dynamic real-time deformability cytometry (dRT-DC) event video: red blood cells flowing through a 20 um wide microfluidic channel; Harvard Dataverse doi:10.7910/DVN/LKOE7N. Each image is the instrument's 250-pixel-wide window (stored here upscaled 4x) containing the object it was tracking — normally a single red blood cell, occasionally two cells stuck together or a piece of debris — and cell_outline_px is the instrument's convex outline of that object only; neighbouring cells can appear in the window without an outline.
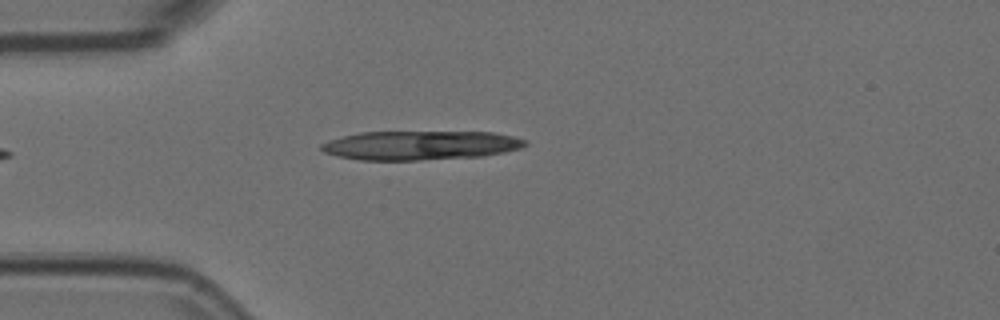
{"species": "Egyptian fruit bat (a non-hibernating species)", "species_latin": "Rousettus aegyptiacus", "temperature_condition": "room temperature", "stored_images_in_passage": 4, "camera_frame_rate_fps": 3000, "um_per_image_px": 0.085, "animal": {"sex": "female"}, "frame": {"image": 1, "passage_image": 4, "time_ms": 1.0, "image_size_px": [1000, 320], "cell_outline_px": [[528, 144], [520, 148], [504, 152], [484, 156], [420, 160], [360, 160], [336, 156], [324, 152], [320, 148], [320, 144], [328, 140], [360, 132], [492, 132], [512, 136], [528, 140]], "centroid_in_image_um": [35.73, 12.35], "position_along_channel_um": 49.3, "area_um2": 34.68}}